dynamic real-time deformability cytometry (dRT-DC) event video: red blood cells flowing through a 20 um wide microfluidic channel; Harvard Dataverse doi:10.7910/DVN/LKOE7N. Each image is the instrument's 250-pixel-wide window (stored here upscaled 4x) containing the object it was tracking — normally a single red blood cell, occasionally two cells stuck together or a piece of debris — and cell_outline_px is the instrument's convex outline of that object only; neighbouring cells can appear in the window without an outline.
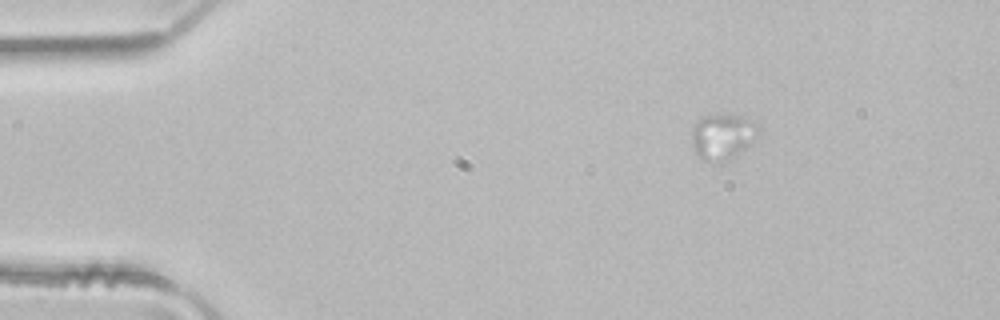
{"species": "common noctule bat (a hibernating species)", "species_latin": "Nyctalus noctula", "temperature_condition": "room temperature", "stored_images_in_passage": 4, "camera_frame_rate_fps": 3000, "um_per_image_px": 0.085, "animal": {"sex": "male", "body_mass_g": 21.5, "forearm_length_mm": 52.0}, "frame": {"image": 1, "passage_image": 1, "time_ms": 0.0, "image_size_px": [1000, 320], "cell_outline_px": [[760, 132], [732, 160], [724, 164], [720, 164], [704, 160], [692, 148], [692, 124], [700, 116], [708, 112], [720, 112], [740, 116], [760, 124]], "centroid_in_image_um": [61.38, 11.56], "position_along_channel_um": 23.6, "area_um2": 18.67}}
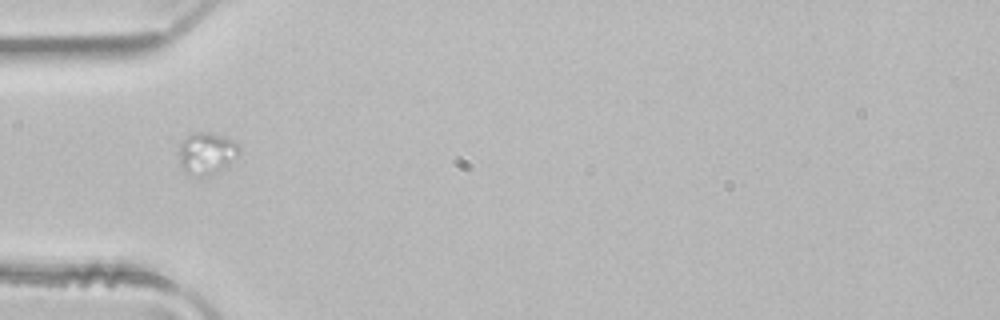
{"frame": {"image": 2, "passage_image": 3, "time_ms": 0.667, "image_size_px": [1000, 320], "cell_outline_px": [[240, 152], [228, 168], [220, 172], [208, 176], [196, 176], [184, 172], [180, 168], [180, 144], [192, 132], [212, 132], [224, 136], [232, 140], [240, 148]], "centroid_in_image_um": [17.6, 13.06], "position_along_channel_um": 67.4, "area_um2": 15.09}}
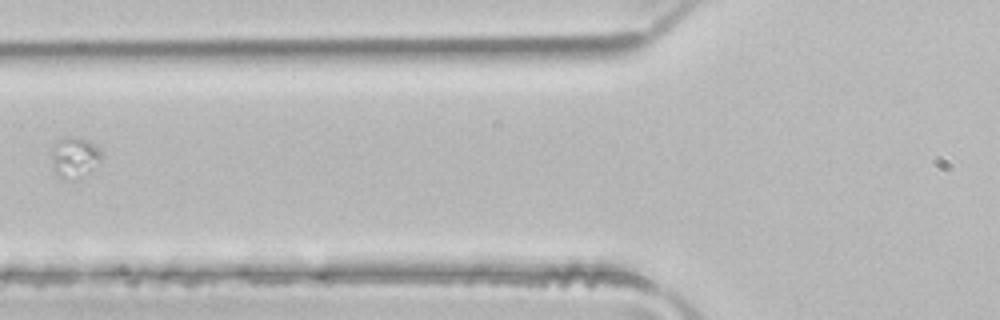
{"frame": {"image": 3, "passage_image": 4, "time_ms": 1.0, "image_size_px": [1000, 320], "cell_outline_px": [[100, 160], [72, 180], [60, 176], [56, 172], [52, 160], [52, 148], [60, 140], [68, 136], [88, 140], [96, 144], [100, 148]], "centroid_in_image_um": [6.32, 13.31], "position_along_channel_um": 119.5, "area_um2": 10.98}}